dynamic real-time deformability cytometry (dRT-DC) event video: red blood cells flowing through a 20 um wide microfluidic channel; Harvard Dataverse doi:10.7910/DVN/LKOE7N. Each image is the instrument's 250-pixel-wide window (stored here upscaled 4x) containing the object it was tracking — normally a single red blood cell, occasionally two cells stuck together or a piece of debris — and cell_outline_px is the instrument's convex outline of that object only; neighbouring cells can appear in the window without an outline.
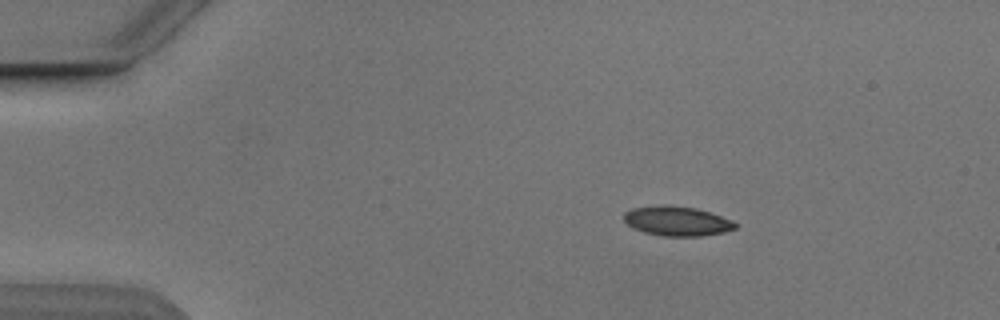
{"species": "Egyptian fruit bat (a non-hibernating species)", "species_latin": "Rousettus aegyptiacus", "temperature_condition": "cold", "stored_images_in_passage": 3, "camera_frame_rate_fps": 3000, "um_per_image_px": 0.085, "animal": {"sex": "male"}, "frame": {"image": 1, "passage_image": 2, "time_ms": 1.0, "image_size_px": [1000, 320], "cell_outline_px": [[736, 228], [724, 232], [700, 236], [664, 236], [644, 232], [632, 228], [624, 220], [624, 212], [632, 208], [660, 204], [664, 204], [696, 208], [732, 220], [736, 224]], "centroid_in_image_um": [57.51, 18.78], "position_along_channel_um": 27.5, "area_um2": 19.19}}